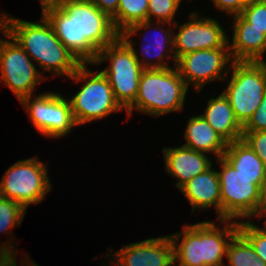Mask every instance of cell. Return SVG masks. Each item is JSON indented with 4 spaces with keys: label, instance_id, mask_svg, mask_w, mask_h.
I'll use <instances>...</instances> for the list:
<instances>
[{
    "label": "cell",
    "instance_id": "obj_1",
    "mask_svg": "<svg viewBox=\"0 0 266 266\" xmlns=\"http://www.w3.org/2000/svg\"><path fill=\"white\" fill-rule=\"evenodd\" d=\"M57 38L81 64H93L119 33L111 18L91 0H61L41 8Z\"/></svg>",
    "mask_w": 266,
    "mask_h": 266
},
{
    "label": "cell",
    "instance_id": "obj_2",
    "mask_svg": "<svg viewBox=\"0 0 266 266\" xmlns=\"http://www.w3.org/2000/svg\"><path fill=\"white\" fill-rule=\"evenodd\" d=\"M219 221L223 227L216 226L212 221H203L193 225L184 224L183 230L169 234L174 247V265L226 266L223 259L229 242L238 232V222Z\"/></svg>",
    "mask_w": 266,
    "mask_h": 266
},
{
    "label": "cell",
    "instance_id": "obj_3",
    "mask_svg": "<svg viewBox=\"0 0 266 266\" xmlns=\"http://www.w3.org/2000/svg\"><path fill=\"white\" fill-rule=\"evenodd\" d=\"M8 33L41 71L70 78L81 65L76 57L55 35L51 25L41 14L36 22L9 16Z\"/></svg>",
    "mask_w": 266,
    "mask_h": 266
},
{
    "label": "cell",
    "instance_id": "obj_4",
    "mask_svg": "<svg viewBox=\"0 0 266 266\" xmlns=\"http://www.w3.org/2000/svg\"><path fill=\"white\" fill-rule=\"evenodd\" d=\"M173 67L143 70L137 97L126 110L128 118L133 110L156 118L184 109L189 88L177 67Z\"/></svg>",
    "mask_w": 266,
    "mask_h": 266
},
{
    "label": "cell",
    "instance_id": "obj_5",
    "mask_svg": "<svg viewBox=\"0 0 266 266\" xmlns=\"http://www.w3.org/2000/svg\"><path fill=\"white\" fill-rule=\"evenodd\" d=\"M88 65L91 64H81L68 78L76 83L85 82L75 95L68 98L77 126L123 111L114 97L108 78L101 70H88Z\"/></svg>",
    "mask_w": 266,
    "mask_h": 266
},
{
    "label": "cell",
    "instance_id": "obj_6",
    "mask_svg": "<svg viewBox=\"0 0 266 266\" xmlns=\"http://www.w3.org/2000/svg\"><path fill=\"white\" fill-rule=\"evenodd\" d=\"M103 61H109V65L101 72L108 78L116 101L127 110L137 97L144 69L132 49L120 37L101 49L91 65L97 66Z\"/></svg>",
    "mask_w": 266,
    "mask_h": 266
},
{
    "label": "cell",
    "instance_id": "obj_7",
    "mask_svg": "<svg viewBox=\"0 0 266 266\" xmlns=\"http://www.w3.org/2000/svg\"><path fill=\"white\" fill-rule=\"evenodd\" d=\"M232 75L223 94L229 100L236 119L244 126L266 94V61H233Z\"/></svg>",
    "mask_w": 266,
    "mask_h": 266
},
{
    "label": "cell",
    "instance_id": "obj_8",
    "mask_svg": "<svg viewBox=\"0 0 266 266\" xmlns=\"http://www.w3.org/2000/svg\"><path fill=\"white\" fill-rule=\"evenodd\" d=\"M216 161L221 169L217 170L221 192V220L239 222L240 218L243 221L251 220L250 217L256 218L259 189L265 178L245 177L223 157Z\"/></svg>",
    "mask_w": 266,
    "mask_h": 266
},
{
    "label": "cell",
    "instance_id": "obj_9",
    "mask_svg": "<svg viewBox=\"0 0 266 266\" xmlns=\"http://www.w3.org/2000/svg\"><path fill=\"white\" fill-rule=\"evenodd\" d=\"M47 167L36 156L18 160L2 176L0 196L12 199L25 210L29 205L41 204L46 194L52 190Z\"/></svg>",
    "mask_w": 266,
    "mask_h": 266
},
{
    "label": "cell",
    "instance_id": "obj_10",
    "mask_svg": "<svg viewBox=\"0 0 266 266\" xmlns=\"http://www.w3.org/2000/svg\"><path fill=\"white\" fill-rule=\"evenodd\" d=\"M5 38L8 39L0 42V82L21 102L33 96L36 86L48 78L38 71L37 65L9 33Z\"/></svg>",
    "mask_w": 266,
    "mask_h": 266
},
{
    "label": "cell",
    "instance_id": "obj_11",
    "mask_svg": "<svg viewBox=\"0 0 266 266\" xmlns=\"http://www.w3.org/2000/svg\"><path fill=\"white\" fill-rule=\"evenodd\" d=\"M20 103L28 112L33 127L45 137L60 139L77 126L69 100L56 91L31 95Z\"/></svg>",
    "mask_w": 266,
    "mask_h": 266
},
{
    "label": "cell",
    "instance_id": "obj_12",
    "mask_svg": "<svg viewBox=\"0 0 266 266\" xmlns=\"http://www.w3.org/2000/svg\"><path fill=\"white\" fill-rule=\"evenodd\" d=\"M156 24V25H155ZM168 25V31H166L163 25ZM155 26V30L153 31L155 38L152 42L146 33L143 37L145 43L141 44L142 54L138 53L135 49V41L130 39L135 35L138 31L147 30L146 32L150 31L152 26ZM162 25V26H161ZM174 25V26H173ZM179 23L176 22L175 24H171L169 22H157L153 23V21H142L132 24L131 26L127 27L124 31L119 34V37L132 49L135 58L139 61L140 65L143 69H162V68H170L168 65V60L171 59L176 66L177 60L174 54V43H173V35L174 30L172 27H178ZM172 26V27H171ZM160 30L158 33L157 30ZM156 32V33H155ZM152 33V32H151ZM153 35V36H154ZM149 39V40H148ZM148 40V41H147ZM150 41V42H149ZM149 42V43H148ZM157 59V60H155ZM166 59V60H165Z\"/></svg>",
    "mask_w": 266,
    "mask_h": 266
},
{
    "label": "cell",
    "instance_id": "obj_13",
    "mask_svg": "<svg viewBox=\"0 0 266 266\" xmlns=\"http://www.w3.org/2000/svg\"><path fill=\"white\" fill-rule=\"evenodd\" d=\"M232 63L229 48L202 49L181 56L176 67L187 87L200 92L209 82L225 81Z\"/></svg>",
    "mask_w": 266,
    "mask_h": 266
},
{
    "label": "cell",
    "instance_id": "obj_14",
    "mask_svg": "<svg viewBox=\"0 0 266 266\" xmlns=\"http://www.w3.org/2000/svg\"><path fill=\"white\" fill-rule=\"evenodd\" d=\"M191 12L189 21L174 31L173 43L176 60L181 56L202 49L229 48V36L215 18Z\"/></svg>",
    "mask_w": 266,
    "mask_h": 266
},
{
    "label": "cell",
    "instance_id": "obj_15",
    "mask_svg": "<svg viewBox=\"0 0 266 266\" xmlns=\"http://www.w3.org/2000/svg\"><path fill=\"white\" fill-rule=\"evenodd\" d=\"M110 248L104 255L113 256L110 266H175L174 247L169 235L125 244L115 252Z\"/></svg>",
    "mask_w": 266,
    "mask_h": 266
},
{
    "label": "cell",
    "instance_id": "obj_16",
    "mask_svg": "<svg viewBox=\"0 0 266 266\" xmlns=\"http://www.w3.org/2000/svg\"><path fill=\"white\" fill-rule=\"evenodd\" d=\"M162 152L166 172L178 179L175 184L178 189L213 165L209 155L184 145L164 147Z\"/></svg>",
    "mask_w": 266,
    "mask_h": 266
},
{
    "label": "cell",
    "instance_id": "obj_17",
    "mask_svg": "<svg viewBox=\"0 0 266 266\" xmlns=\"http://www.w3.org/2000/svg\"><path fill=\"white\" fill-rule=\"evenodd\" d=\"M232 19V42H228L232 60L266 61L263 59L266 53V35L262 31L252 28V25L240 14L232 16Z\"/></svg>",
    "mask_w": 266,
    "mask_h": 266
},
{
    "label": "cell",
    "instance_id": "obj_18",
    "mask_svg": "<svg viewBox=\"0 0 266 266\" xmlns=\"http://www.w3.org/2000/svg\"><path fill=\"white\" fill-rule=\"evenodd\" d=\"M179 191L192 206L191 213L197 209L205 211L213 207L216 208L218 220H221L220 180L217 170L212 166L188 181Z\"/></svg>",
    "mask_w": 266,
    "mask_h": 266
},
{
    "label": "cell",
    "instance_id": "obj_19",
    "mask_svg": "<svg viewBox=\"0 0 266 266\" xmlns=\"http://www.w3.org/2000/svg\"><path fill=\"white\" fill-rule=\"evenodd\" d=\"M200 115L227 143L242 139L243 126L236 119L229 100L222 92L208 100L204 113Z\"/></svg>",
    "mask_w": 266,
    "mask_h": 266
},
{
    "label": "cell",
    "instance_id": "obj_20",
    "mask_svg": "<svg viewBox=\"0 0 266 266\" xmlns=\"http://www.w3.org/2000/svg\"><path fill=\"white\" fill-rule=\"evenodd\" d=\"M187 123L184 146L205 154L213 153L216 159L223 157L227 142L200 114L192 116Z\"/></svg>",
    "mask_w": 266,
    "mask_h": 266
},
{
    "label": "cell",
    "instance_id": "obj_21",
    "mask_svg": "<svg viewBox=\"0 0 266 266\" xmlns=\"http://www.w3.org/2000/svg\"><path fill=\"white\" fill-rule=\"evenodd\" d=\"M223 158L245 177H266L265 164L243 139L227 143Z\"/></svg>",
    "mask_w": 266,
    "mask_h": 266
},
{
    "label": "cell",
    "instance_id": "obj_22",
    "mask_svg": "<svg viewBox=\"0 0 266 266\" xmlns=\"http://www.w3.org/2000/svg\"><path fill=\"white\" fill-rule=\"evenodd\" d=\"M149 0H119L117 13L111 18L115 30L120 34L134 23L147 20Z\"/></svg>",
    "mask_w": 266,
    "mask_h": 266
},
{
    "label": "cell",
    "instance_id": "obj_23",
    "mask_svg": "<svg viewBox=\"0 0 266 266\" xmlns=\"http://www.w3.org/2000/svg\"><path fill=\"white\" fill-rule=\"evenodd\" d=\"M228 266H266L249 241L238 231L227 247Z\"/></svg>",
    "mask_w": 266,
    "mask_h": 266
},
{
    "label": "cell",
    "instance_id": "obj_24",
    "mask_svg": "<svg viewBox=\"0 0 266 266\" xmlns=\"http://www.w3.org/2000/svg\"><path fill=\"white\" fill-rule=\"evenodd\" d=\"M25 214L26 210L19 203L0 196V233L11 235L13 228L21 226Z\"/></svg>",
    "mask_w": 266,
    "mask_h": 266
},
{
    "label": "cell",
    "instance_id": "obj_25",
    "mask_svg": "<svg viewBox=\"0 0 266 266\" xmlns=\"http://www.w3.org/2000/svg\"><path fill=\"white\" fill-rule=\"evenodd\" d=\"M238 231L249 241L258 257L266 263V223L260 227L250 220L240 219Z\"/></svg>",
    "mask_w": 266,
    "mask_h": 266
},
{
    "label": "cell",
    "instance_id": "obj_26",
    "mask_svg": "<svg viewBox=\"0 0 266 266\" xmlns=\"http://www.w3.org/2000/svg\"><path fill=\"white\" fill-rule=\"evenodd\" d=\"M181 2L182 0H149L147 20L175 24L174 17ZM153 17L154 19H152Z\"/></svg>",
    "mask_w": 266,
    "mask_h": 266
},
{
    "label": "cell",
    "instance_id": "obj_27",
    "mask_svg": "<svg viewBox=\"0 0 266 266\" xmlns=\"http://www.w3.org/2000/svg\"><path fill=\"white\" fill-rule=\"evenodd\" d=\"M240 15L252 25V28H256L266 35V0L246 3Z\"/></svg>",
    "mask_w": 266,
    "mask_h": 266
},
{
    "label": "cell",
    "instance_id": "obj_28",
    "mask_svg": "<svg viewBox=\"0 0 266 266\" xmlns=\"http://www.w3.org/2000/svg\"><path fill=\"white\" fill-rule=\"evenodd\" d=\"M242 139L266 166V131H243Z\"/></svg>",
    "mask_w": 266,
    "mask_h": 266
},
{
    "label": "cell",
    "instance_id": "obj_29",
    "mask_svg": "<svg viewBox=\"0 0 266 266\" xmlns=\"http://www.w3.org/2000/svg\"><path fill=\"white\" fill-rule=\"evenodd\" d=\"M243 131H266V94L252 117L243 126Z\"/></svg>",
    "mask_w": 266,
    "mask_h": 266
},
{
    "label": "cell",
    "instance_id": "obj_30",
    "mask_svg": "<svg viewBox=\"0 0 266 266\" xmlns=\"http://www.w3.org/2000/svg\"><path fill=\"white\" fill-rule=\"evenodd\" d=\"M212 4L226 15H239L246 3L243 0H211Z\"/></svg>",
    "mask_w": 266,
    "mask_h": 266
},
{
    "label": "cell",
    "instance_id": "obj_31",
    "mask_svg": "<svg viewBox=\"0 0 266 266\" xmlns=\"http://www.w3.org/2000/svg\"><path fill=\"white\" fill-rule=\"evenodd\" d=\"M102 12L112 18L119 6V0H91Z\"/></svg>",
    "mask_w": 266,
    "mask_h": 266
},
{
    "label": "cell",
    "instance_id": "obj_32",
    "mask_svg": "<svg viewBox=\"0 0 266 266\" xmlns=\"http://www.w3.org/2000/svg\"><path fill=\"white\" fill-rule=\"evenodd\" d=\"M266 216V177L263 180L259 189V202L256 210V219L263 218ZM266 218V217H265Z\"/></svg>",
    "mask_w": 266,
    "mask_h": 266
},
{
    "label": "cell",
    "instance_id": "obj_33",
    "mask_svg": "<svg viewBox=\"0 0 266 266\" xmlns=\"http://www.w3.org/2000/svg\"><path fill=\"white\" fill-rule=\"evenodd\" d=\"M9 14L5 12L0 13V31L5 36L8 33V20H9ZM2 41V38H0V42Z\"/></svg>",
    "mask_w": 266,
    "mask_h": 266
},
{
    "label": "cell",
    "instance_id": "obj_34",
    "mask_svg": "<svg viewBox=\"0 0 266 266\" xmlns=\"http://www.w3.org/2000/svg\"><path fill=\"white\" fill-rule=\"evenodd\" d=\"M23 258L24 259H21L22 261H21V266H39L37 263H35L34 261H32L31 259H30V257L28 258V256L25 258L24 256H23ZM31 260V261H30Z\"/></svg>",
    "mask_w": 266,
    "mask_h": 266
},
{
    "label": "cell",
    "instance_id": "obj_35",
    "mask_svg": "<svg viewBox=\"0 0 266 266\" xmlns=\"http://www.w3.org/2000/svg\"><path fill=\"white\" fill-rule=\"evenodd\" d=\"M60 1L61 0H39V2L41 3V8L48 6V5L57 4Z\"/></svg>",
    "mask_w": 266,
    "mask_h": 266
},
{
    "label": "cell",
    "instance_id": "obj_36",
    "mask_svg": "<svg viewBox=\"0 0 266 266\" xmlns=\"http://www.w3.org/2000/svg\"><path fill=\"white\" fill-rule=\"evenodd\" d=\"M245 3L253 2L255 0H243Z\"/></svg>",
    "mask_w": 266,
    "mask_h": 266
}]
</instances>
